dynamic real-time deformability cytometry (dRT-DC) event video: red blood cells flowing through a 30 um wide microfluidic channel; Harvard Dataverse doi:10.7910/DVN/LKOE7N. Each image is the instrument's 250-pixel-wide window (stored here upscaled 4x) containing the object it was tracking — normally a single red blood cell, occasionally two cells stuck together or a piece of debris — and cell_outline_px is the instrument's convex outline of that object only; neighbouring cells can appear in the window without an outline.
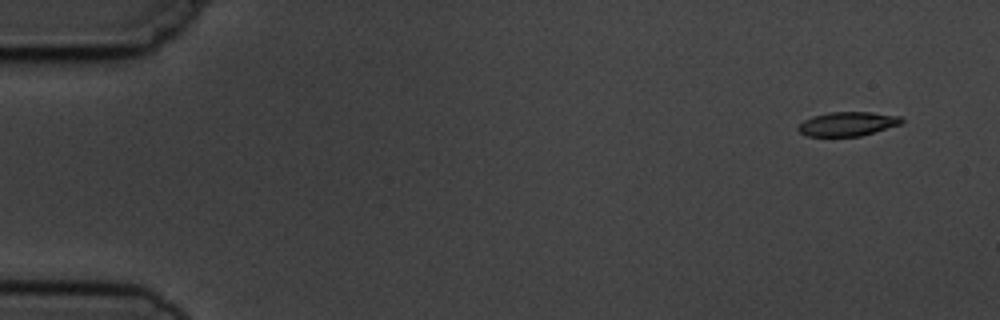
{"species": "common noctule bat (a hibernating species)", "species_latin": "Nyctalus noctula", "temperature_condition": "cold", "stored_images_in_passage": 4, "camera_frame_rate_fps": 3000, "um_per_image_px": 0.085, "animal": {"sex": "male", "body_mass_g": 19.5, "forearm_length_mm": 54.6}, "frame": {"image": 1, "passage_image": 1, "time_ms": 0.0, "image_size_px": [1000, 320], "cell_outline_px": [[904, 120], [900, 124], [860, 136], [808, 136], [800, 132], [796, 128], [804, 120], [812, 116], [828, 112], [872, 112], [900, 116]], "centroid_in_image_um": [72.02, 10.52], "position_along_channel_um": 13.0, "area_um2": 14.45}}